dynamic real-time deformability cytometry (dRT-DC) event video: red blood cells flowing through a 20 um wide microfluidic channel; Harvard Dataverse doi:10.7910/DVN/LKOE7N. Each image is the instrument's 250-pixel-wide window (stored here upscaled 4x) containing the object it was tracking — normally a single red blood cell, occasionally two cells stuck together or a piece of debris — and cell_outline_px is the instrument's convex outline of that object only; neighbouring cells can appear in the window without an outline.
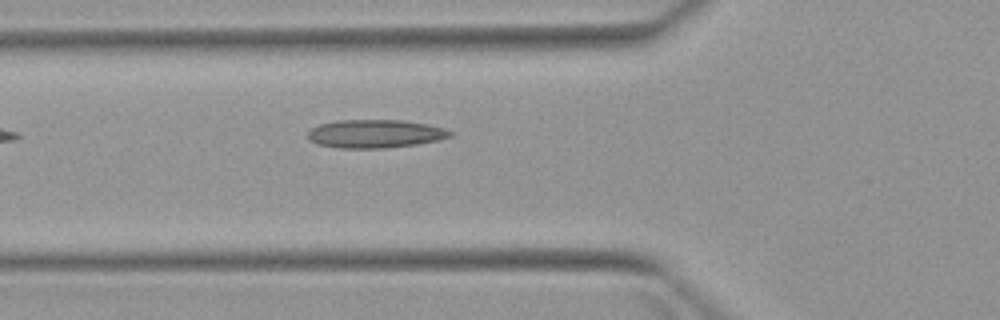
{"species": "Egyptian fruit bat (a non-hibernating species)", "species_latin": "Rousettus aegyptiacus", "temperature_condition": "warm", "stored_images_in_passage": 5, "camera_frame_rate_fps": 3000, "um_per_image_px": 0.085, "animal": {"sex": "female"}, "frame": {"image": 1, "passage_image": 5, "time_ms": 5.333, "image_size_px": [1000, 320], "cell_outline_px": [[452, 136], [440, 140], [416, 144], [384, 148], [340, 148], [316, 144], [308, 140], [308, 132], [312, 128], [320, 124], [336, 120], [400, 120], [428, 124], [444, 128], [452, 132]], "centroid_in_image_um": [31.88, 11.37], "position_along_channel_um": 93.9, "area_um2": 23.52}}